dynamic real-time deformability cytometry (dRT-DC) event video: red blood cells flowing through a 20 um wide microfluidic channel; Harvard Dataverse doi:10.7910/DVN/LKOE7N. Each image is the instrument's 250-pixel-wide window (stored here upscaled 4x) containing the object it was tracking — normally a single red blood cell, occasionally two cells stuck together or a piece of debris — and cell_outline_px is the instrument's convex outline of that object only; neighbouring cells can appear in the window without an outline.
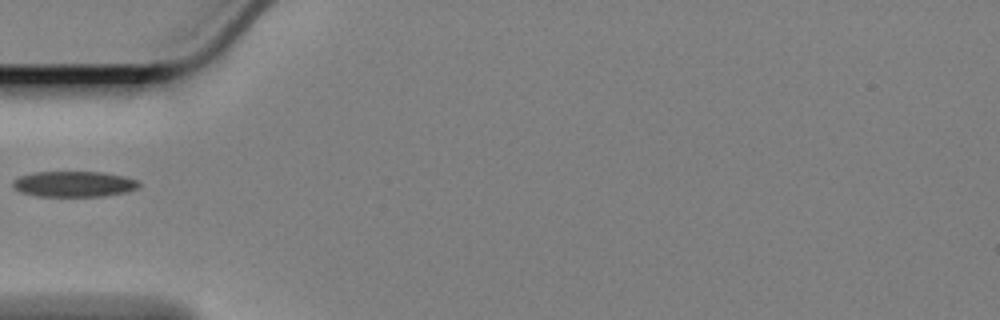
{"species": "Egyptian fruit bat (a non-hibernating species)", "species_latin": "Rousettus aegyptiacus", "temperature_condition": "cold", "stored_images_in_passage": 11, "camera_frame_rate_fps": 3000, "um_per_image_px": 0.085, "animal": {"sex": "female"}, "frame": {"image": 1, "passage_image": 1, "time_ms": 0.0, "image_size_px": [1000, 320], "cell_outline_px": [[140, 188], [128, 192], [104, 196], [36, 196], [24, 192], [16, 188], [12, 184], [12, 180], [20, 176], [36, 172], [104, 172], [124, 176], [136, 180], [140, 184]], "centroid_in_image_um": [6.34, 15.64], "position_along_channel_um": 78.7, "area_um2": 18.84}}
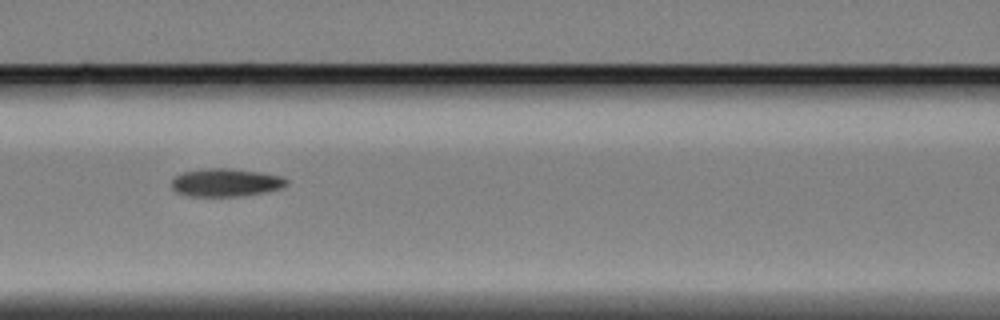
{"frame": {"image": 2, "passage_image": 7, "time_ms": 2.0, "image_size_px": [1000, 320], "cell_outline_px": [[288, 184], [280, 188], [264, 192], [244, 196], [188, 196], [176, 192], [172, 188], [172, 180], [176, 176], [184, 172], [208, 168], [228, 168], [260, 172], [284, 176], [288, 180]], "centroid_in_image_um": [19.22, 15.52], "position_along_channel_um": 147.4, "area_um2": 18.79}}